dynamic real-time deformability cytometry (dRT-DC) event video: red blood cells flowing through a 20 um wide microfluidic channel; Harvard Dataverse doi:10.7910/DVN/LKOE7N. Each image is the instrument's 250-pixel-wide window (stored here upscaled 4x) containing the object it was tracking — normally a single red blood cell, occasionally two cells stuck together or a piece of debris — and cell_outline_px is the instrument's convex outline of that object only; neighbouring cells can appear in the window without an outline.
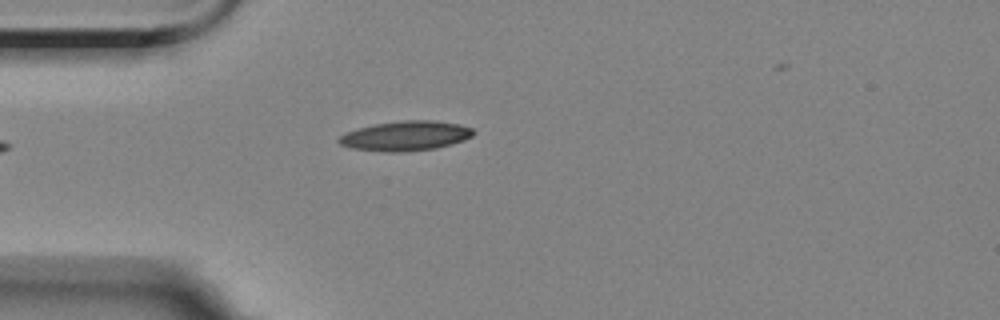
{"species": "Egyptian fruit bat (a non-hibernating species)", "species_latin": "Rousettus aegyptiacus", "temperature_condition": "room temperature", "stored_images_in_passage": 5, "camera_frame_rate_fps": 3000, "um_per_image_px": 0.085, "animal": {"sex": "female"}, "frame": {"image": 1, "passage_image": 5, "time_ms": 4.667, "image_size_px": [1000, 320], "cell_outline_px": [[476, 132], [472, 136], [464, 140], [452, 144], [436, 148], [404, 152], [384, 152], [352, 148], [340, 144], [336, 140], [340, 136], [348, 132], [360, 128], [376, 124], [404, 120], [436, 120], [460, 124], [472, 128]], "centroid_in_image_um": [34.52, 11.55], "position_along_channel_um": 50.5, "area_um2": 23.29}}